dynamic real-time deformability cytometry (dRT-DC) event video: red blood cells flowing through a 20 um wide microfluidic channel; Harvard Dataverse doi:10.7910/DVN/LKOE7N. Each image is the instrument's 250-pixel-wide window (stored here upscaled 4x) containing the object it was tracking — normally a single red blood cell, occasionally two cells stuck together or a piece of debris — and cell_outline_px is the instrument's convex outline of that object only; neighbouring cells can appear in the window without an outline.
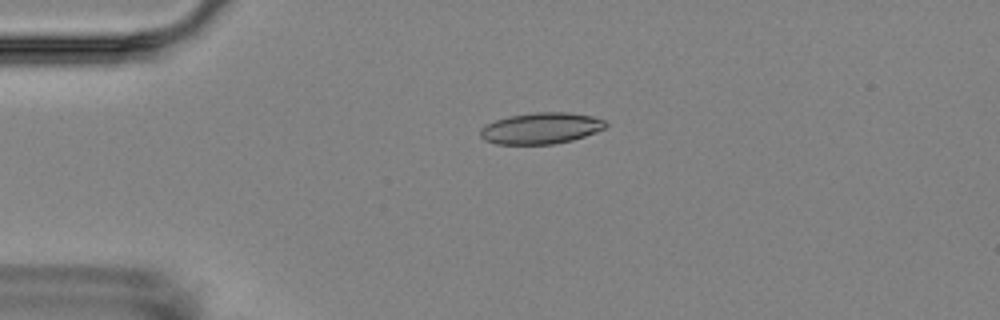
{"species": "Egyptian fruit bat (a non-hibernating species)", "species_latin": "Rousettus aegyptiacus", "temperature_condition": "room temperature", "stored_images_in_passage": 5, "camera_frame_rate_fps": 3000, "um_per_image_px": 0.085, "animal": {"sex": "female"}, "frame": {"image": 1, "passage_image": 4, "time_ms": 3.333, "image_size_px": [1000, 320], "cell_outline_px": [[608, 124], [604, 128], [596, 132], [572, 140], [552, 144], [496, 144], [484, 140], [480, 136], [480, 128], [496, 120], [508, 116], [532, 112], [568, 112], [592, 116], [604, 120]], "centroid_in_image_um": [45.98, 10.9], "position_along_channel_um": 39.0, "area_um2": 22.83}}